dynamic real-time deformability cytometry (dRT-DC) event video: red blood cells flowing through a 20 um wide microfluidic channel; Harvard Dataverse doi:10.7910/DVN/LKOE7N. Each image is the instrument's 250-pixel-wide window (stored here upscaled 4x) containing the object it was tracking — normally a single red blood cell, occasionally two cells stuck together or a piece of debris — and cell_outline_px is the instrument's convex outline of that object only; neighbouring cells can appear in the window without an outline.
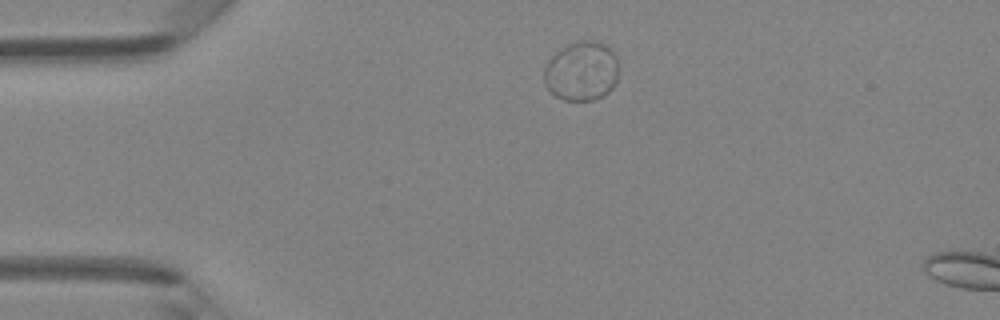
{"species": "Egyptian fruit bat (a non-hibernating species)", "species_latin": "Rousettus aegyptiacus", "temperature_condition": "room temperature", "stored_images_in_passage": 2, "camera_frame_rate_fps": 3000, "um_per_image_px": 0.085, "animal": {"sex": "female"}, "frame": {"image": 1, "passage_image": 1, "time_ms": 0.0, "image_size_px": [1000, 320], "cell_outline_px": [[616, 84], [604, 96], [592, 100], [564, 100], [556, 96], [544, 84], [544, 68], [548, 60], [560, 48], [576, 40], [588, 40], [604, 44], [616, 56]], "centroid_in_image_um": [49.4, 6.05], "position_along_channel_um": 35.6, "area_um2": 25.72}}